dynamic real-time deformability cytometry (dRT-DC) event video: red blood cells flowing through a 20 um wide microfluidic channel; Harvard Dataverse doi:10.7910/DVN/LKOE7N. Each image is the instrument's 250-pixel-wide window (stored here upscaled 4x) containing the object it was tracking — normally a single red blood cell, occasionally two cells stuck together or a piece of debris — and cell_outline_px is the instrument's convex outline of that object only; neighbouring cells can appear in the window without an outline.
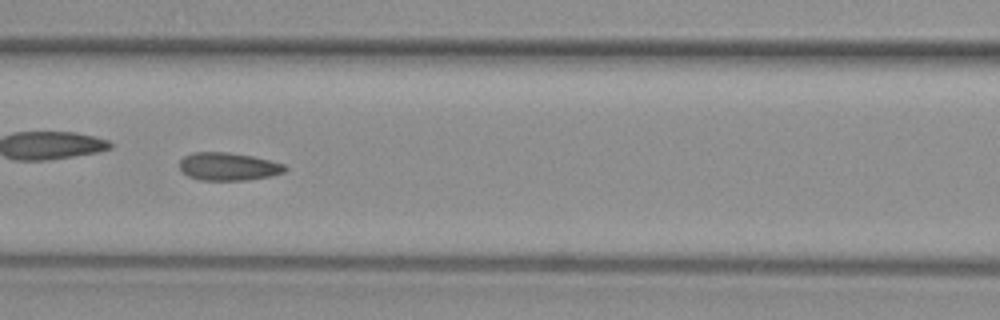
{"species": "common noctule bat (a hibernating species)", "species_latin": "Nyctalus noctula", "temperature_condition": "warm", "stored_images_in_passage": 50, "camera_frame_rate_fps": 3000, "um_per_image_px": 0.085, "animal": {"sex": "female", "body_mass_g": 29.2, "forearm_length_mm": 56.3}, "frame": {"image": 1, "passage_image": 22, "time_ms": 7.0, "image_size_px": [1000, 320], "cell_outline_px": [[288, 168], [284, 172], [272, 176], [244, 180], [200, 180], [188, 176], [180, 168], [180, 160], [184, 156], [192, 152], [228, 152], [252, 156], [284, 164]], "centroid_in_image_um": [19.41, 14.15], "position_along_channel_um": 147.2, "area_um2": 17.11}}